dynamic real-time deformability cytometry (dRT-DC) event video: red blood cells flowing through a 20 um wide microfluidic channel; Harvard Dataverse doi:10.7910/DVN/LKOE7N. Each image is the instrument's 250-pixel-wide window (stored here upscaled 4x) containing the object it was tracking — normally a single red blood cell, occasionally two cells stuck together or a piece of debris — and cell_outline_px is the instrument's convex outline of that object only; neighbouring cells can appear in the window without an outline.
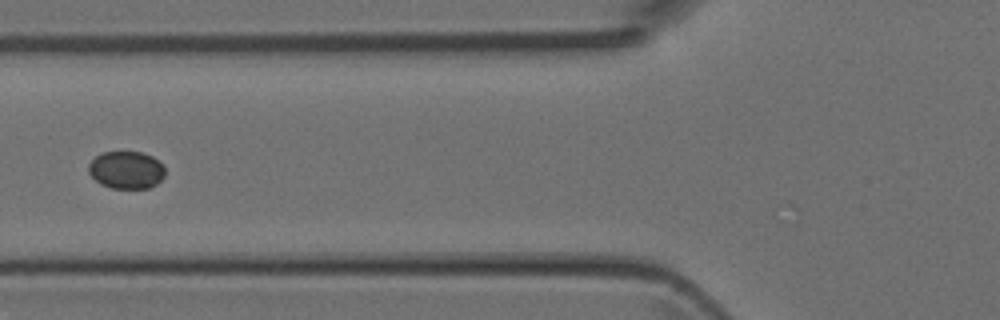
{"species": "Egyptian fruit bat (a non-hibernating species)", "species_latin": "Rousettus aegyptiacus", "temperature_condition": "room temperature", "stored_images_in_passage": 5, "camera_frame_rate_fps": 3000, "um_per_image_px": 0.085, "animal": {"sex": "female"}, "frame": {"image": 1, "passage_image": 5, "time_ms": 1.333, "image_size_px": [1000, 320], "cell_outline_px": [[164, 176], [156, 184], [148, 188], [112, 188], [100, 184], [88, 172], [88, 164], [96, 156], [104, 152], [140, 152], [152, 156], [164, 164]], "centroid_in_image_um": [10.74, 14.44], "position_along_channel_um": 115.1, "area_um2": 16.7}}